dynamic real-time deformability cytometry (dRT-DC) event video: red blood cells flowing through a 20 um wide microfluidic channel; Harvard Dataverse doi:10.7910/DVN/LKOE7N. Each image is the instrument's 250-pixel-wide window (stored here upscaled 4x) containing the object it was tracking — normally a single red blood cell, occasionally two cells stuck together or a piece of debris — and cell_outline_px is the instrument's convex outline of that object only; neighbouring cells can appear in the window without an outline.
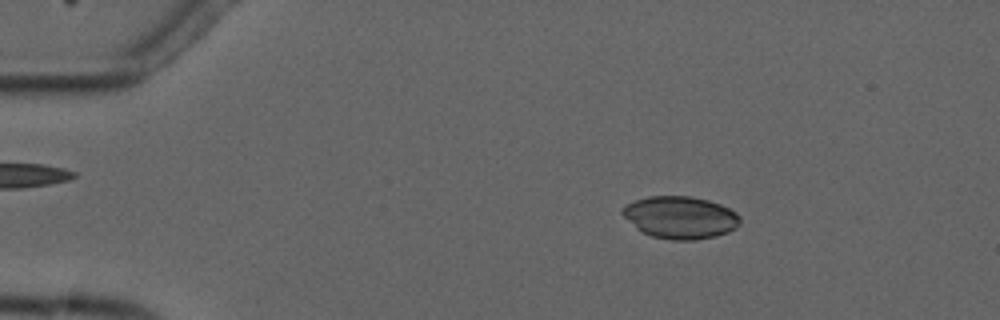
{"species": "common noctule bat (a hibernating species)", "species_latin": "Nyctalus noctula", "temperature_condition": "cold", "stored_images_in_passage": 4, "camera_frame_rate_fps": 3000, "um_per_image_px": 0.085, "animal": {"sex": "male", "forearm_length_mm": 52.5}, "frame": {"image": 1, "passage_image": 2, "time_ms": 1.667, "image_size_px": [1000, 320], "cell_outline_px": [[740, 224], [736, 228], [728, 232], [716, 236], [696, 240], [672, 240], [652, 236], [636, 228], [620, 212], [620, 208], [636, 200], [648, 196], [688, 196], [708, 200], [720, 204], [736, 212], [740, 216]], "centroid_in_image_um": [57.84, 18.48], "position_along_channel_um": 27.2, "area_um2": 29.02}}
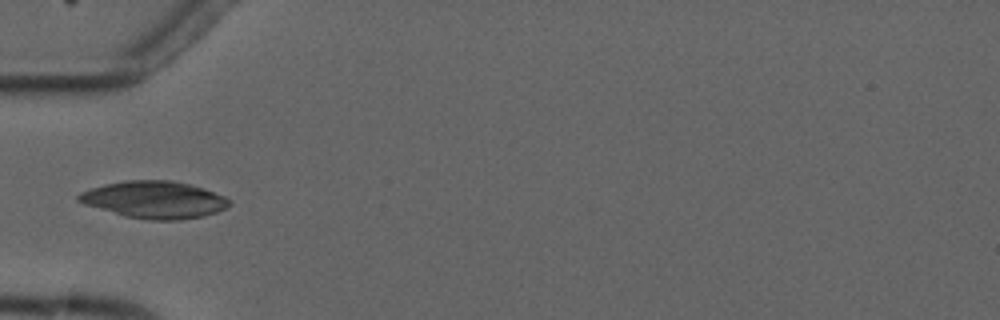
{"frame": {"image": 2, "passage_image": 4, "time_ms": 4.667, "image_size_px": [1000, 320], "cell_outline_px": [[232, 204], [216, 212], [204, 216], [180, 220], [152, 220], [124, 216], [84, 204], [76, 200], [76, 196], [80, 192], [104, 184], [124, 180], [172, 180], [204, 188], [224, 196], [232, 200]], "centroid_in_image_um": [13.12, 16.97], "position_along_channel_um": 71.9, "area_um2": 32.71}}